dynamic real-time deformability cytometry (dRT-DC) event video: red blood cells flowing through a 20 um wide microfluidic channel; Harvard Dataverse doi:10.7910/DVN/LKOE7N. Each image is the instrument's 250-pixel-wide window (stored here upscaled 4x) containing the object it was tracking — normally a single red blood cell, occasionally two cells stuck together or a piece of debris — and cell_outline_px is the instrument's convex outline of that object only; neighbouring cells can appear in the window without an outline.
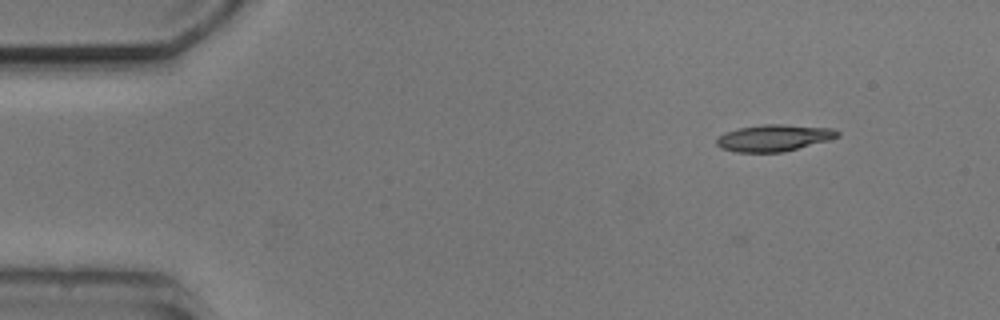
{"species": "common noctule bat (a hibernating species)", "species_latin": "Nyctalus noctula", "temperature_condition": "cold", "stored_images_in_passage": 8, "camera_frame_rate_fps": 3000, "um_per_image_px": 0.085, "animal": {"sex": "male", "body_mass_g": 20.5, "forearm_length_mm": 52.5}, "frame": {"image": 1, "passage_image": 2, "time_ms": 1.0, "image_size_px": [1000, 320], "cell_outline_px": [[840, 136], [828, 140], [784, 152], [736, 152], [720, 148], [716, 144], [716, 140], [724, 132], [736, 128], [764, 124], [780, 124], [836, 128], [840, 132]], "centroid_in_image_um": [65.79, 11.71], "position_along_channel_um": 19.2, "area_um2": 18.96}}
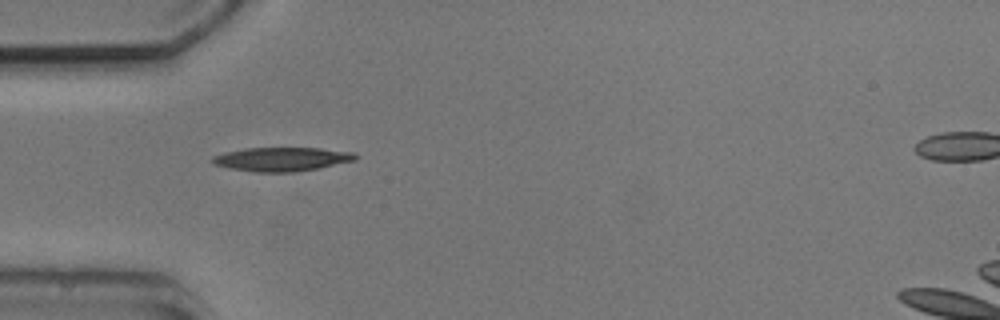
{"frame": {"image": 2, "passage_image": 4, "time_ms": 4.333, "image_size_px": [1000, 320], "cell_outline_px": [[356, 160], [316, 168], [292, 172], [256, 172], [228, 168], [212, 164], [208, 160], [212, 156], [224, 152], [244, 148], [320, 148], [356, 152]], "centroid_in_image_um": [23.88, 13.52], "position_along_channel_um": 61.1, "area_um2": 20.0}}
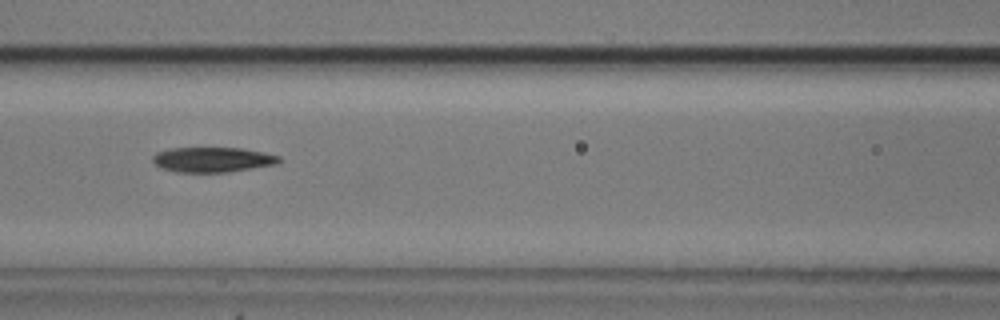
{"frame": {"image": 3, "passage_image": 6, "time_ms": 6.667, "image_size_px": [1000, 320], "cell_outline_px": [[280, 160], [276, 164], [228, 172], [176, 172], [160, 168], [152, 160], [152, 156], [156, 152], [168, 148], [244, 148], [264, 152], [280, 156]], "centroid_in_image_um": [18.04, 13.56], "position_along_channel_um": 148.6, "area_um2": 18.5}}